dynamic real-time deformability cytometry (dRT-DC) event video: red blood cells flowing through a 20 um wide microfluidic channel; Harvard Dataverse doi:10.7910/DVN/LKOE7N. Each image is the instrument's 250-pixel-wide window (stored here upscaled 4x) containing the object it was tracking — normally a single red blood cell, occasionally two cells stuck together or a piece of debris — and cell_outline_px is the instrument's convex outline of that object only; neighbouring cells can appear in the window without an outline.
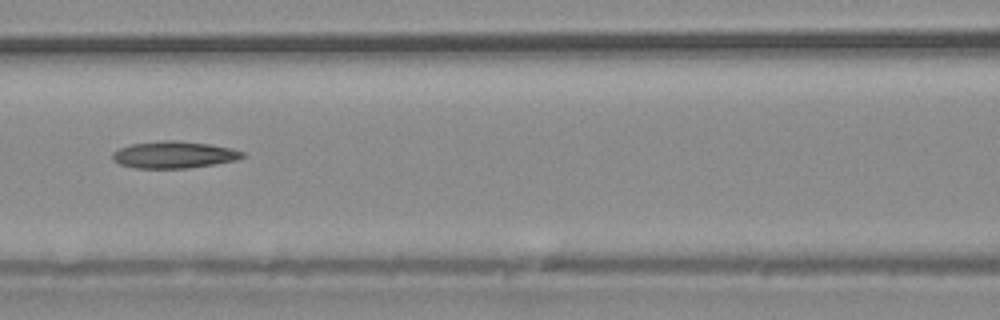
{"species": "common noctule bat (a hibernating species)", "species_latin": "Nyctalus noctula", "temperature_condition": "warm", "stored_images_in_passage": 39, "camera_frame_rate_fps": 3000, "um_per_image_px": 0.085, "animal": {"sex": "male", "body_mass_g": 20.4}, "frame": {"image": 1, "passage_image": 17, "time_ms": 5.333, "image_size_px": [1000, 320], "cell_outline_px": [[244, 156], [236, 160], [216, 164], [188, 168], [136, 168], [120, 164], [112, 160], [112, 152], [120, 148], [132, 144], [168, 140], [176, 140], [208, 144], [232, 148], [244, 152]], "centroid_in_image_um": [14.79, 13.16], "position_along_channel_um": 151.8, "area_um2": 20.29}}
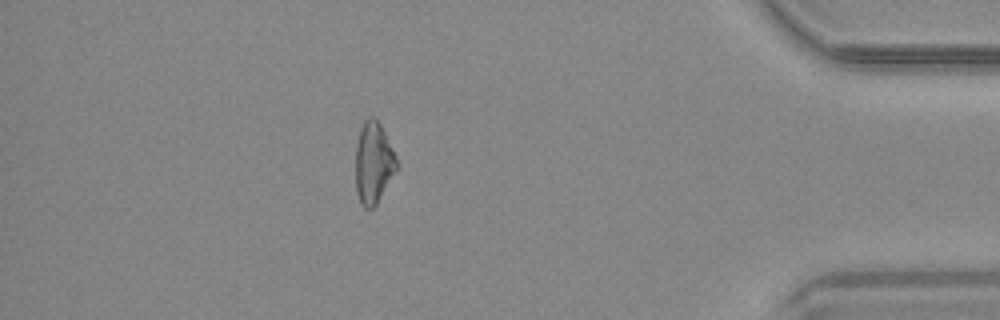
{"frame": {"image": 2, "passage_image": 34, "time_ms": 11.0, "image_size_px": [1000, 320], "cell_outline_px": [[396, 172], [376, 204], [372, 208], [364, 208], [360, 204], [356, 192], [356, 144], [360, 128], [364, 120], [368, 116], [372, 116], [380, 124], [396, 156]], "centroid_in_image_um": [31.72, 13.85], "position_along_channel_um": 403.5, "area_um2": 19.42}}